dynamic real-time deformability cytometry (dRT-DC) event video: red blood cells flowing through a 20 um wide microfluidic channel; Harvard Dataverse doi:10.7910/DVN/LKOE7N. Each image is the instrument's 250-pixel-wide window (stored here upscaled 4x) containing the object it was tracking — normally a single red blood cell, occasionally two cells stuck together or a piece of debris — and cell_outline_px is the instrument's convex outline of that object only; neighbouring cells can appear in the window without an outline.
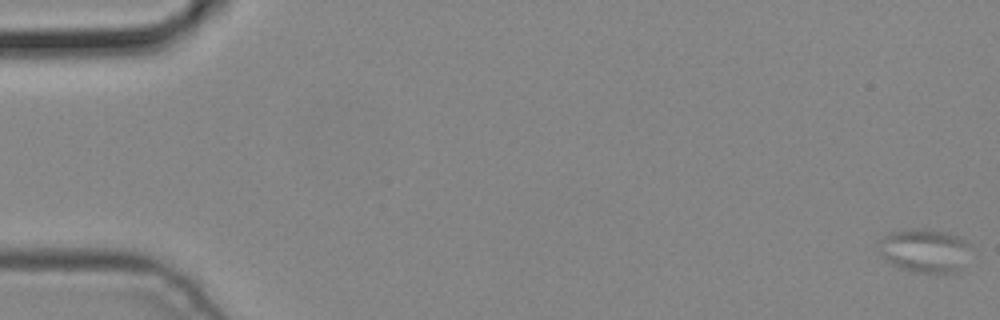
{"species": "common noctule bat (a hibernating species)", "species_latin": "Nyctalus noctula", "temperature_condition": "cold", "stored_images_in_passage": 5, "camera_frame_rate_fps": 3000, "um_per_image_px": 0.085, "animal": {"sex": "male", "body_mass_g": 19.2, "forearm_length_mm": 51.8}, "frame": {"image": 1, "passage_image": 1, "time_ms": 0.0, "image_size_px": [1000, 320], "cell_outline_px": [[968, 244], [960, 272], [920, 272], [900, 268], [892, 264], [880, 256], [876, 244], [880, 236], [888, 232], [908, 228], [928, 228], [948, 232], [960, 236]], "centroid_in_image_um": [78.48, 21.25], "position_along_channel_um": 6.5, "area_um2": 23.64}}